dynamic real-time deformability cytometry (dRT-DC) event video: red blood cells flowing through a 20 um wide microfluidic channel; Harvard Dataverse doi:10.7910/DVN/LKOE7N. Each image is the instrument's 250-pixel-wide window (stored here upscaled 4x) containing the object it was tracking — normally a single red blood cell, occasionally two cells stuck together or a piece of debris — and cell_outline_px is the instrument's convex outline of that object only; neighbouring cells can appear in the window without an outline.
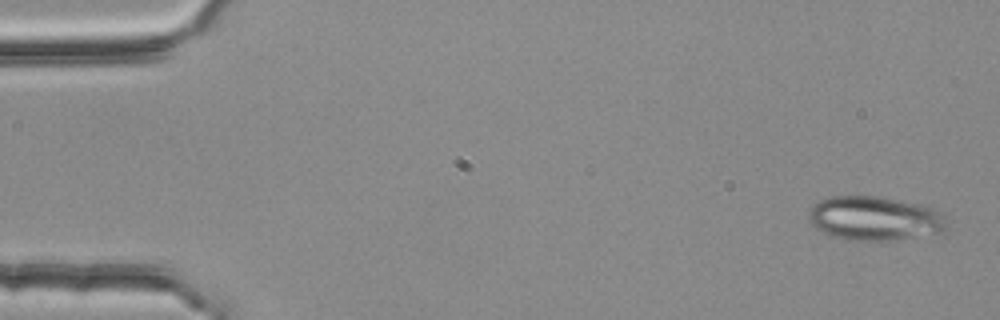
{"species": "common noctule bat (a hibernating species)", "species_latin": "Nyctalus noctula", "temperature_condition": "room temperature", "stored_images_in_passage": 4, "camera_frame_rate_fps": 3000, "um_per_image_px": 0.085, "animal": {"sex": "female", "body_mass_g": 25.1}, "frame": {"image": 1, "passage_image": 1, "time_ms": 0.0, "image_size_px": [1000, 320], "cell_outline_px": [[948, 228], [944, 232], [896, 240], [848, 240], [832, 236], [816, 228], [808, 220], [808, 212], [820, 200], [832, 196], [876, 196], [936, 208], [944, 216]], "centroid_in_image_um": [74.37, 18.57], "position_along_channel_um": 10.6, "area_um2": 35.43}}